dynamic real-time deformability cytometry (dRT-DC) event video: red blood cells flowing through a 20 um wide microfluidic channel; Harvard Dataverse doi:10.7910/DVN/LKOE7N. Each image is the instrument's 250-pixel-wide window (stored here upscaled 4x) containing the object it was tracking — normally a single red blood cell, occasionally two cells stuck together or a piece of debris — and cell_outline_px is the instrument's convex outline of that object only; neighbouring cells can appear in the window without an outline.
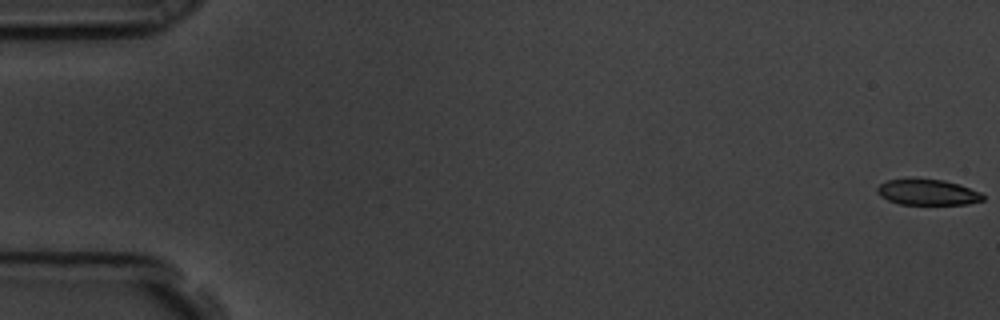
{"species": "common noctule bat (a hibernating species)", "species_latin": "Nyctalus noctula", "temperature_condition": "room temperature", "stored_images_in_passage": 59, "camera_frame_rate_fps": 3000, "um_per_image_px": 0.085, "animal": {"sex": "male", "body_mass_g": 19.5, "forearm_length_mm": 54.6}, "frame": {"image": 1, "passage_image": 1, "time_ms": 0.0, "image_size_px": [1000, 320], "cell_outline_px": [[984, 200], [968, 204], [900, 204], [888, 200], [880, 196], [876, 192], [876, 188], [880, 184], [888, 180], [916, 176], [944, 180], [960, 184], [980, 192], [984, 196]], "centroid_in_image_um": [78.82, 16.3], "position_along_channel_um": 6.2, "area_um2": 16.42}}
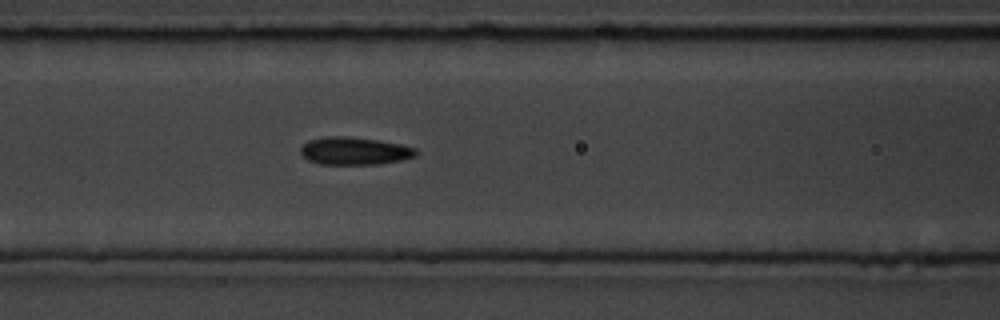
{"frame": {"image": 2, "passage_image": 25, "time_ms": 8.0, "image_size_px": [1000, 320], "cell_outline_px": [[420, 152], [416, 156], [400, 160], [380, 164], [320, 164], [308, 160], [300, 152], [300, 148], [308, 140], [324, 136], [344, 136], [376, 140], [400, 144], [416, 148]], "centroid_in_image_um": [30.14, 12.83], "position_along_channel_um": 136.5, "area_um2": 18.61}}
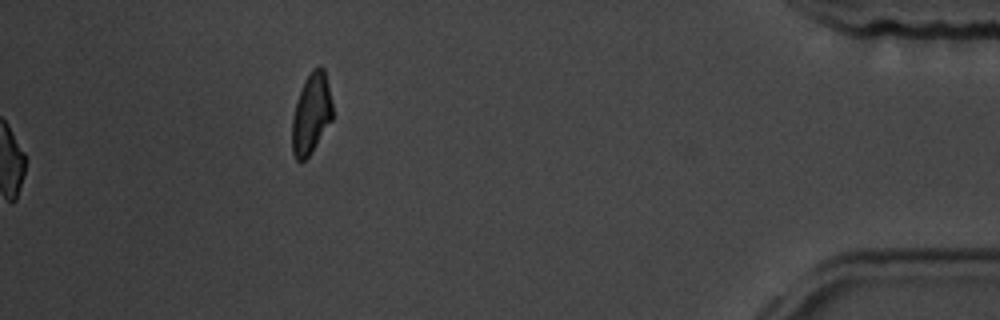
{"frame": {"image": 3, "passage_image": 59, "time_ms": 19.333, "image_size_px": [1000, 320], "cell_outline_px": [[332, 120], [312, 152], [304, 160], [296, 160], [292, 152], [292, 116], [296, 100], [304, 80], [312, 68], [320, 64], [324, 68], [328, 84], [332, 104]], "centroid_in_image_um": [26.45, 9.63], "position_along_channel_um": 408.8, "area_um2": 19.19}, "authors_computed_cell_mechanics": {"area_um2": 17.629, "velocity_mm_per_s": 3.5785, "shape_relaxation_time_tau1_ms": 3.305, "shape_relaxation_time_tau2_ms": 5.2857, "deformation_change_tau1": 0.1045, "deformation_change_tau2": 0.1347}}